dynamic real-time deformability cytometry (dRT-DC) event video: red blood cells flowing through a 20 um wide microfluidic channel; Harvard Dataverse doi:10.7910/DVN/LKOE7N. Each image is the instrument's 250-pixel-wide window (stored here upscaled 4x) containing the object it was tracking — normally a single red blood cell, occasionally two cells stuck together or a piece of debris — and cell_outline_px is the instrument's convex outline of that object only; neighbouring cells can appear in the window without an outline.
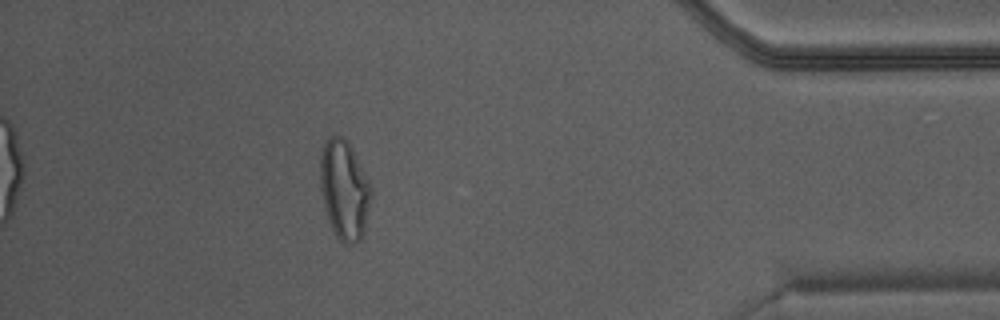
{"species": "Egyptian fruit bat (a non-hibernating species)", "species_latin": "Rousettus aegyptiacus", "temperature_condition": "warm", "stored_images_in_passage": 38, "camera_frame_rate_fps": 3000, "um_per_image_px": 0.085, "animal": {"sex": "male"}, "frame": {"image": 1, "passage_image": 33, "time_ms": 10.667, "image_size_px": [1000, 320], "cell_outline_px": [[372, 196], [364, 236], [356, 244], [344, 244], [336, 236], [328, 220], [320, 188], [320, 156], [324, 144], [328, 136], [340, 136], [348, 140], [372, 188]], "centroid_in_image_um": [29.28, 16.17], "position_along_channel_um": 405.9, "area_um2": 29.77}}